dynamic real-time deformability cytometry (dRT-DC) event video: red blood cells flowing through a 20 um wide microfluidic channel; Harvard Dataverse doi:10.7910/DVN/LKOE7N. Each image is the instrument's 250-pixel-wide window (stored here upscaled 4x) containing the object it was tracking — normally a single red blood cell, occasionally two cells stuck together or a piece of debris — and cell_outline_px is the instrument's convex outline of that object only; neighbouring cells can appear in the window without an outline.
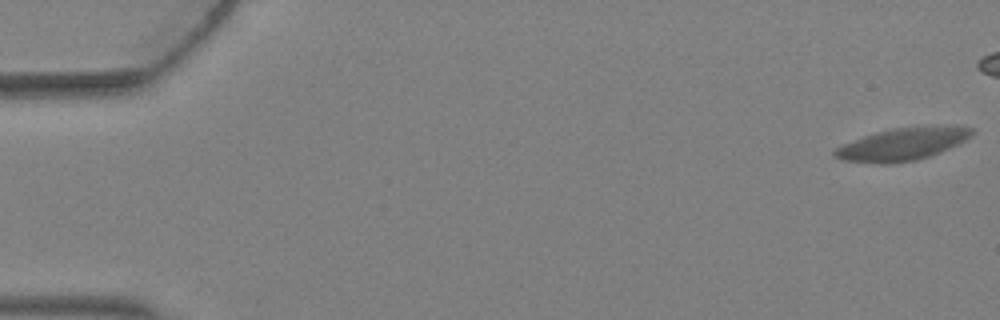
{"species": "Egyptian fruit bat (a non-hibernating species)", "species_latin": "Rousettus aegyptiacus", "temperature_condition": "warm", "stored_images_in_passage": 4, "camera_frame_rate_fps": 3000, "um_per_image_px": 0.085, "animal": {"sex": "female"}, "frame": {"image": 1, "passage_image": 1, "time_ms": 0.0, "image_size_px": [1000, 320], "cell_outline_px": [[972, 136], [948, 148], [928, 156], [916, 160], [884, 164], [880, 164], [840, 160], [832, 156], [832, 152], [836, 148], [844, 144], [864, 136], [876, 132], [892, 128], [956, 124], [972, 128]], "centroid_in_image_um": [76.7, 12.24], "position_along_channel_um": 8.3, "area_um2": 25.95}}